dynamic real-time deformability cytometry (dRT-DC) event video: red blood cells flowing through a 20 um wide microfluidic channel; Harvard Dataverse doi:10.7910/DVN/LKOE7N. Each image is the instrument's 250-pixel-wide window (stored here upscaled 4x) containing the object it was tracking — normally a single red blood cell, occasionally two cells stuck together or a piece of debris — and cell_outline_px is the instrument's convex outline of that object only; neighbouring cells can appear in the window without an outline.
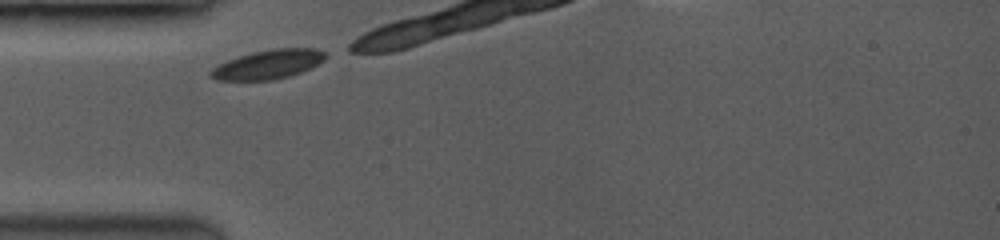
{"species": "common noctule bat (a hibernating species)", "species_latin": "Nyctalus noctula", "temperature_condition": "room temperature", "stored_images_in_passage": 5, "camera_frame_rate_fps": 3500, "um_per_image_px": 0.085, "animal": {"sex": "female", "body_mass_g": 19.0, "forearm_length_mm": 53.3}, "frame": {"image": 1, "passage_image": 1, "time_ms": 0.0, "image_size_px": [1000, 240], "cell_outline_px": [[328, 56], [324, 60], [300, 72], [288, 76], [272, 80], [220, 80], [212, 76], [208, 72], [212, 68], [236, 56], [252, 52], [272, 48], [316, 48], [328, 52]], "centroid_in_image_um": [22.82, 5.45], "position_along_channel_um": 62.2, "area_um2": 19.42}}